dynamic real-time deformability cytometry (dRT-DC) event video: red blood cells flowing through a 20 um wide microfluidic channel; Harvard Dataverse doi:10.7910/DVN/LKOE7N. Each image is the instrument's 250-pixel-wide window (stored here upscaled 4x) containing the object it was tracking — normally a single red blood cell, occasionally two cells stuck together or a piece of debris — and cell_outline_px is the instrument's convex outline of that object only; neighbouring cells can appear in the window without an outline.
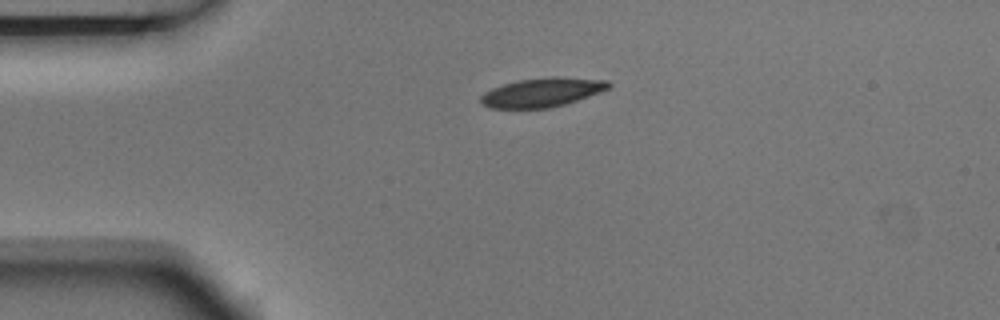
{"species": "Egyptian fruit bat (a non-hibernating species)", "species_latin": "Rousettus aegyptiacus", "temperature_condition": "room temperature", "stored_images_in_passage": 3, "camera_frame_rate_fps": 3000, "um_per_image_px": 0.085, "animal": {"sex": "male"}, "frame": {"image": 1, "passage_image": 1, "time_ms": 0.0, "image_size_px": [1000, 320], "cell_outline_px": [[612, 84], [608, 88], [600, 92], [564, 104], [548, 108], [488, 108], [480, 104], [480, 96], [484, 92], [492, 88], [516, 80], [552, 76], [556, 76], [608, 80]], "centroid_in_image_um": [46.04, 7.84], "position_along_channel_um": 39.0, "area_um2": 21.73}}
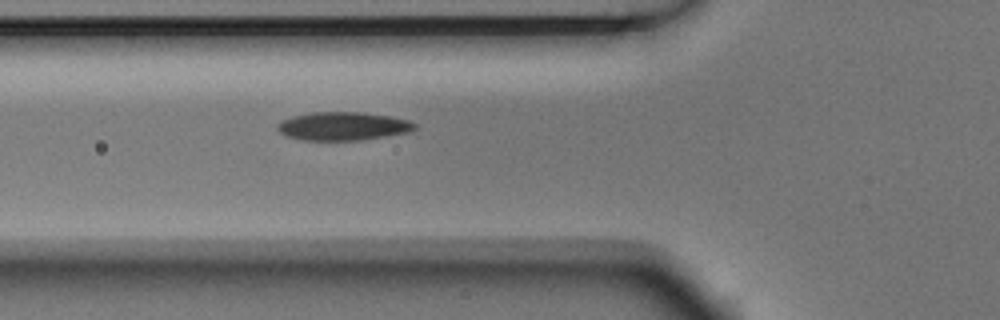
{"frame": {"image": 2, "passage_image": 3, "time_ms": 0.667, "image_size_px": [1000, 320], "cell_outline_px": [[416, 128], [408, 132], [360, 140], [304, 140], [284, 136], [276, 128], [276, 124], [280, 120], [312, 112], [364, 112], [388, 116], [408, 120], [416, 124]], "centroid_in_image_um": [29.11, 10.72], "position_along_channel_um": 96.7, "area_um2": 22.6}}